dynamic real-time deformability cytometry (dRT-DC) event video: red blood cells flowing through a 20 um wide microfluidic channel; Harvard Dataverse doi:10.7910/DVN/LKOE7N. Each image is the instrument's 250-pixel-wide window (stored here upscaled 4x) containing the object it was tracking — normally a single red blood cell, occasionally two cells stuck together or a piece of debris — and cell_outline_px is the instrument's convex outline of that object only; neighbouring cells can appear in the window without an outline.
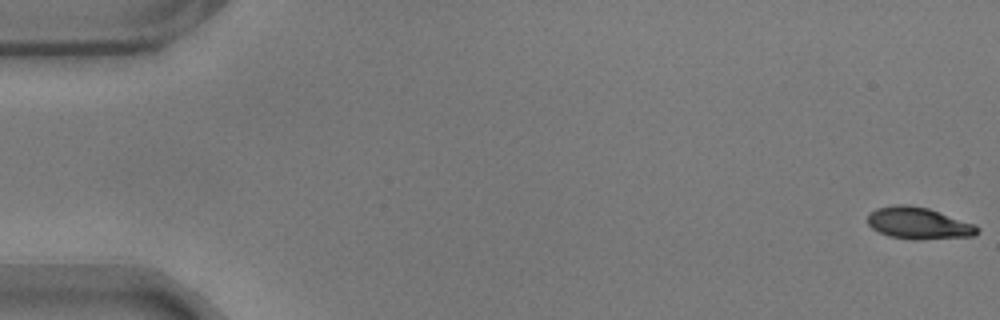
{"species": "common noctule bat (a hibernating species)", "species_latin": "Nyctalus noctula", "temperature_condition": "warm", "stored_images_in_passage": 58, "camera_frame_rate_fps": 3000, "um_per_image_px": 0.085, "animal": {"sex": "male", "body_mass_g": 17.9}, "frame": {"image": 1, "passage_image": 1, "time_ms": 0.0, "image_size_px": [1000, 320], "cell_outline_px": [[980, 232], [972, 236], [920, 240], [912, 240], [888, 236], [872, 228], [868, 224], [868, 216], [876, 208], [896, 204], [908, 204], [928, 208], [976, 224], [980, 228]], "centroid_in_image_um": [78.11, 18.98], "position_along_channel_um": 6.9, "area_um2": 20.52}}
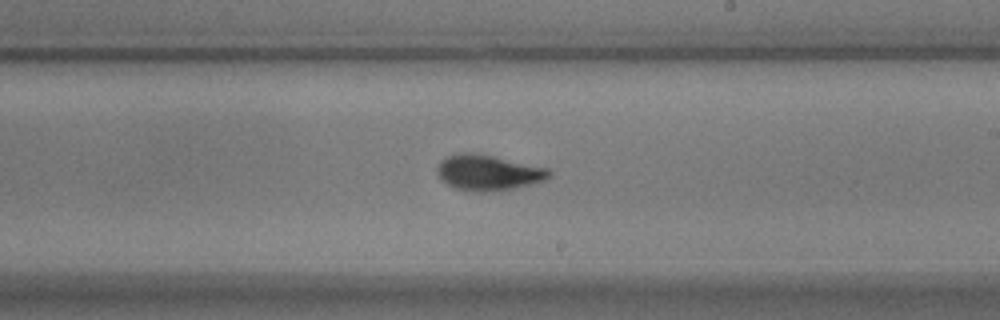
{"frame": {"image": 2, "passage_image": 34, "time_ms": 11.0, "image_size_px": [1000, 320], "cell_outline_px": [[552, 176], [544, 180], [532, 184], [516, 188], [488, 192], [468, 192], [456, 188], [440, 180], [436, 172], [436, 168], [440, 160], [448, 156], [460, 152], [468, 152], [492, 156], [548, 168], [552, 172]], "centroid_in_image_um": [41.47, 14.69], "position_along_channel_um": 247.5, "area_um2": 23.41}}
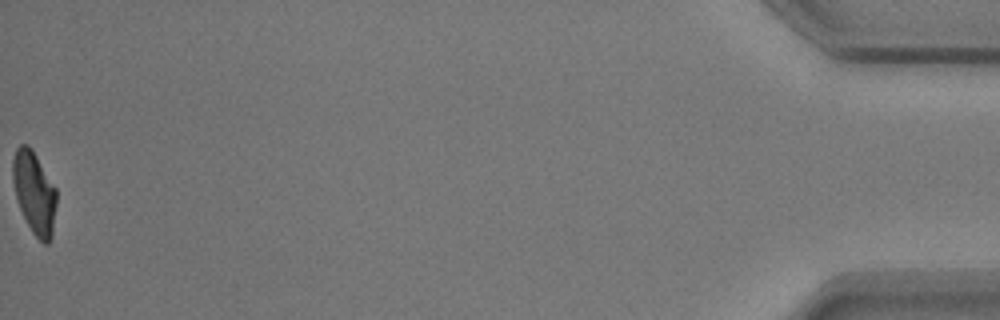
{"frame": {"image": 3, "passage_image": 58, "time_ms": 19.0, "image_size_px": [1000, 320], "cell_outline_px": [[56, 204], [52, 236], [48, 244], [44, 244], [32, 232], [16, 200], [12, 180], [12, 160], [16, 148], [20, 144], [28, 144], [32, 148], [56, 188]], "centroid_in_image_um": [2.9, 16.34], "position_along_channel_um": 432.3, "area_um2": 21.1}, "authors_computed_cell_mechanics": {"area_um2": 21.7039, "velocity_mm_per_s": 3.5363, "shape_relaxation_time_tau1_ms": 2.9663, "shape_relaxation_time_tau2_ms": 1.2136, "deformation_change_tau1": 0.1403, "deformation_change_tau2": 0.0524}}